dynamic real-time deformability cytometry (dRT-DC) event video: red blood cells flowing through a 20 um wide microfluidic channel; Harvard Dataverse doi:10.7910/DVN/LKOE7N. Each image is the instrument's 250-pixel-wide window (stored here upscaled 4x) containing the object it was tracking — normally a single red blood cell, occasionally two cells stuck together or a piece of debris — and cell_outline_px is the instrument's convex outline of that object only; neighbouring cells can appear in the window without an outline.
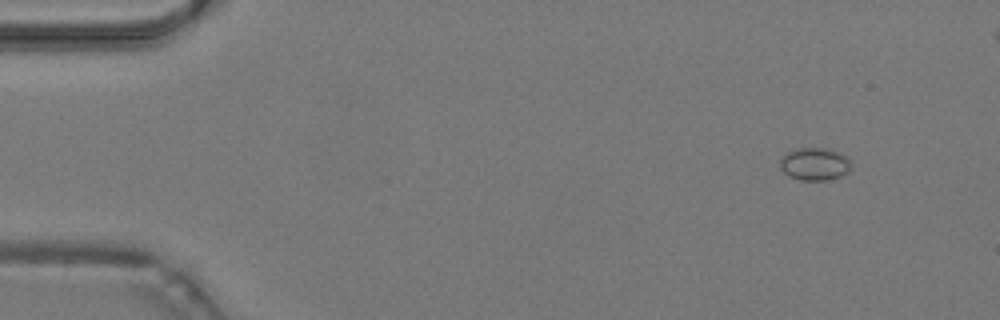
{"species": "common noctule bat (a hibernating species)", "species_latin": "Nyctalus noctula", "temperature_condition": "warm", "stored_images_in_passage": 15, "camera_frame_rate_fps": 3000, "um_per_image_px": 0.085, "animal": {"sex": "male", "body_mass_g": 19.2, "forearm_length_mm": 51.8}, "frame": {"image": 1, "passage_image": 5, "time_ms": 1.333, "image_size_px": [1000, 320], "cell_outline_px": [[852, 164], [848, 172], [840, 176], [828, 180], [800, 180], [788, 176], [780, 168], [780, 160], [788, 152], [800, 148], [832, 148], [848, 156], [852, 160]], "centroid_in_image_um": [69.31, 13.93], "position_along_channel_um": 15.7, "area_um2": 13.76}}